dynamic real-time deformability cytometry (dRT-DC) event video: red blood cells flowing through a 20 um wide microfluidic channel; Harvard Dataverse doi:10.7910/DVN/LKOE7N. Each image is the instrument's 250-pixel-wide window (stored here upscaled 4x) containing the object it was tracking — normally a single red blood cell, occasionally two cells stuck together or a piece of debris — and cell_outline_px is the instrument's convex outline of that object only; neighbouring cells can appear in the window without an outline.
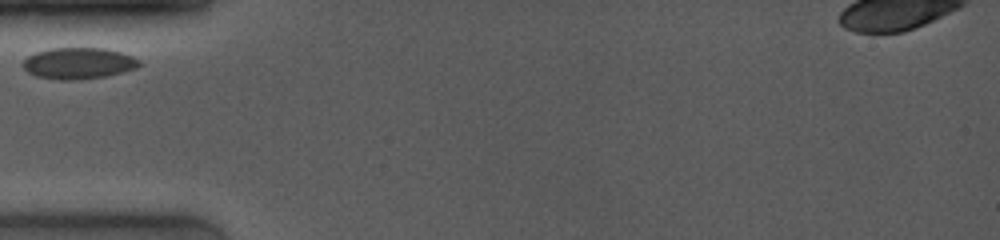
{"species": "common noctule bat (a hibernating species)", "species_latin": "Nyctalus noctula", "temperature_condition": "room temperature", "stored_images_in_passage": 33, "camera_frame_rate_fps": 4000, "um_per_image_px": 0.085, "animal": {"sex": "female", "body_mass_g": 19.0, "forearm_length_mm": 53.3}, "frame": {"image": 1, "passage_image": 1, "time_ms": 0.0, "image_size_px": [1000, 240], "cell_outline_px": [[140, 64], [136, 68], [104, 76], [76, 80], [60, 80], [36, 76], [28, 72], [20, 64], [28, 56], [36, 52], [48, 48], [104, 48], [120, 52], [132, 56], [140, 60]], "centroid_in_image_um": [6.63, 5.37], "position_along_channel_um": 78.4, "area_um2": 21.15}}